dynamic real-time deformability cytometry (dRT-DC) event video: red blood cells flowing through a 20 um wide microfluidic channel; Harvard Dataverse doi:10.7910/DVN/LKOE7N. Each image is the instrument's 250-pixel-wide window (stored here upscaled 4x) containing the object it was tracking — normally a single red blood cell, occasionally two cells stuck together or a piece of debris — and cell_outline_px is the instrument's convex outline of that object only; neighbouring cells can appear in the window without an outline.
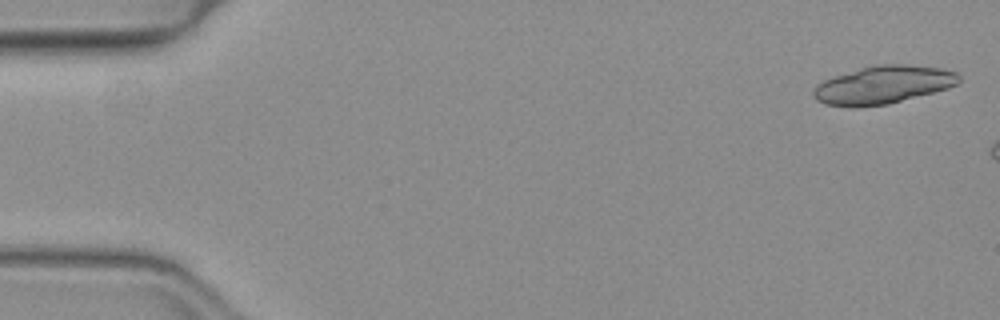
{"species": "common noctule bat (a hibernating species)", "species_latin": "Nyctalus noctula", "temperature_condition": "warm", "stored_images_in_passage": 12, "camera_frame_rate_fps": 3000, "um_per_image_px": 0.085, "animal": {"sex": "female", "body_mass_g": 19.3, "forearm_length_mm": 54.1}, "frame": {"image": 1, "passage_image": 2, "time_ms": 0.333, "image_size_px": [1000, 320], "cell_outline_px": [[960, 80], [956, 84], [948, 88], [888, 104], [856, 108], [852, 108], [824, 104], [816, 100], [812, 96], [812, 92], [816, 84], [824, 80], [860, 68], [876, 64], [904, 64], [940, 68], [956, 72], [960, 76]], "centroid_in_image_um": [75.02, 7.23], "position_along_channel_um": 10.0, "area_um2": 32.25}}